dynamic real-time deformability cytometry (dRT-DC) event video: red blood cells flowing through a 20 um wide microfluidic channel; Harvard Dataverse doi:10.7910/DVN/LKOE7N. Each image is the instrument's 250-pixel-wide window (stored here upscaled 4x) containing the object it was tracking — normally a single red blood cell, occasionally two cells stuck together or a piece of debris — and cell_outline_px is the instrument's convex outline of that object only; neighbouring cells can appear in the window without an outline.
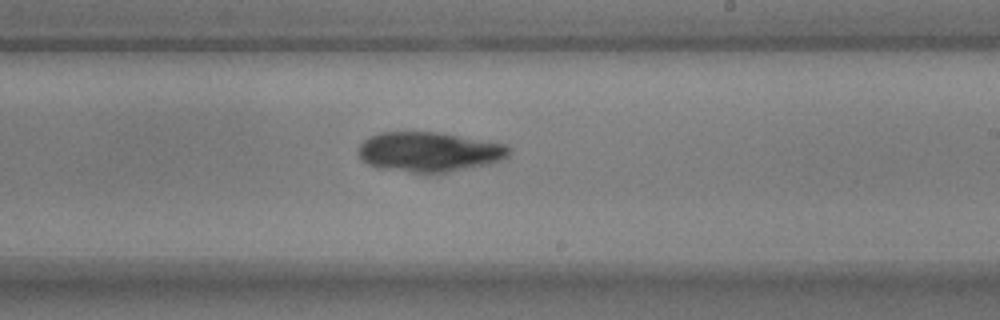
{"species": "common noctule bat (a hibernating species)", "species_latin": "Nyctalus noctula", "temperature_condition": "warm", "stored_images_in_passage": 37, "camera_frame_rate_fps": 3000, "um_per_image_px": 0.085, "animal": {"sex": "male", "body_mass_g": 17.9, "forearm_length_mm": 54.2}, "frame": {"image": 1, "passage_image": 23, "time_ms": 7.333, "image_size_px": [1000, 320], "cell_outline_px": [[512, 152], [504, 160], [492, 164], [448, 172], [412, 172], [376, 168], [360, 160], [356, 152], [356, 148], [368, 136], [380, 132], [436, 132], [508, 144], [512, 148]], "centroid_in_image_um": [36.48, 12.91], "position_along_channel_um": 252.5, "area_um2": 35.55}}
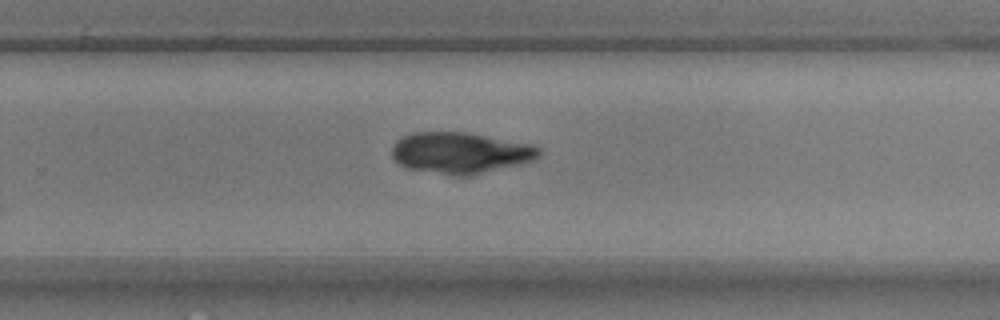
{"frame": {"image": 2, "passage_image": 26, "time_ms": 8.333, "image_size_px": [1000, 320], "cell_outline_px": [[540, 156], [532, 160], [520, 164], [468, 176], [452, 176], [404, 168], [392, 156], [392, 148], [396, 140], [412, 132], [468, 132], [532, 144], [540, 148]], "centroid_in_image_um": [39.11, 12.99], "position_along_channel_um": 290.7, "area_um2": 35.55}}
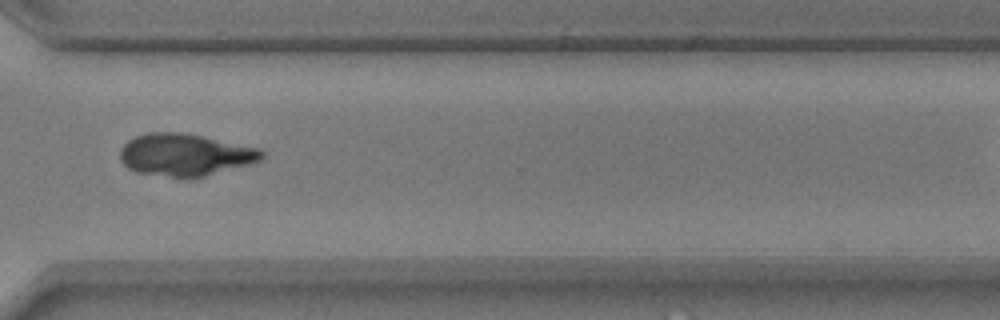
{"frame": {"image": 3, "passage_image": 31, "time_ms": 10.0, "image_size_px": [1000, 320], "cell_outline_px": [[264, 156], [260, 160], [248, 164], [204, 176], [172, 176], [136, 172], [128, 168], [120, 160], [120, 148], [128, 140], [136, 136], [148, 132], [180, 132], [260, 148], [264, 152]], "centroid_in_image_um": [15.7, 13.13], "position_along_channel_um": 354.9, "area_um2": 34.22}}